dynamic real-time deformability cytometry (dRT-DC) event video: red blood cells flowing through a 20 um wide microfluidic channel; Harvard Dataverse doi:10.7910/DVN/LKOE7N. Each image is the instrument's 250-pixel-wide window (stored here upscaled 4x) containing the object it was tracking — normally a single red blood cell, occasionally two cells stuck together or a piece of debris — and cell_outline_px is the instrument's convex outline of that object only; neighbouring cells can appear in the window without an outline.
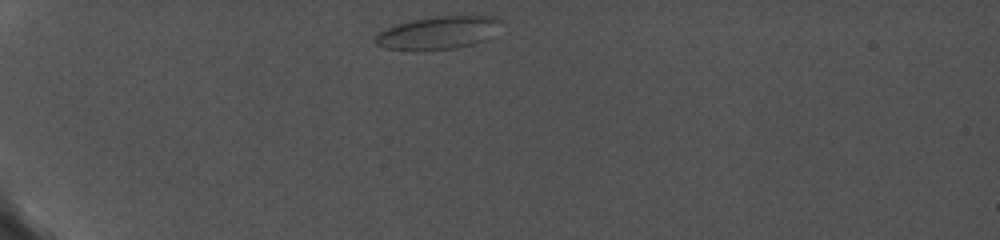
{"species": "common noctule bat (a hibernating species)", "species_latin": "Nyctalus noctula", "temperature_condition": "cold", "stored_images_in_passage": 4, "camera_frame_rate_fps": 5000, "um_per_image_px": 0.085, "animal": {"sex": "female", "body_mass_g": 19.0, "forearm_length_mm": 56.7}, "frame": {"image": 1, "passage_image": 1, "time_ms": 0.0, "image_size_px": [1000, 240], "cell_outline_px": [[500, 40], [460, 48], [428, 52], [408, 52], [384, 48], [376, 44], [372, 40], [380, 32], [396, 24], [412, 20], [448, 16], [488, 16], [500, 20]], "centroid_in_image_um": [37.37, 2.87], "position_along_channel_um": 47.6, "area_um2": 25.61}}
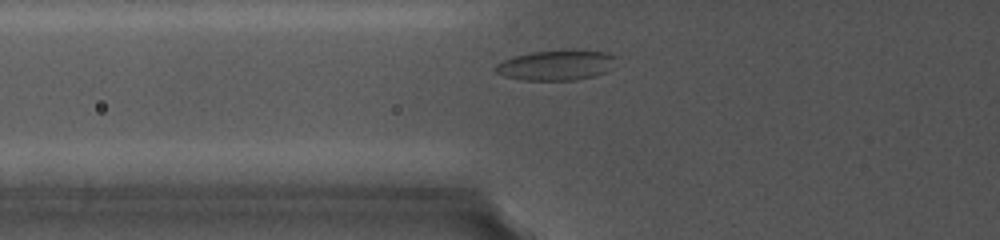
{"frame": {"image": 2, "passage_image": 3, "time_ms": 2.4, "image_size_px": [1000, 240], "cell_outline_px": [[616, 56], [612, 68], [604, 72], [592, 76], [572, 80], [524, 80], [504, 76], [496, 72], [496, 64], [504, 60], [516, 56], [532, 52], [608, 52]], "centroid_in_image_um": [47.26, 5.57], "position_along_channel_um": 78.5, "area_um2": 20.29}}
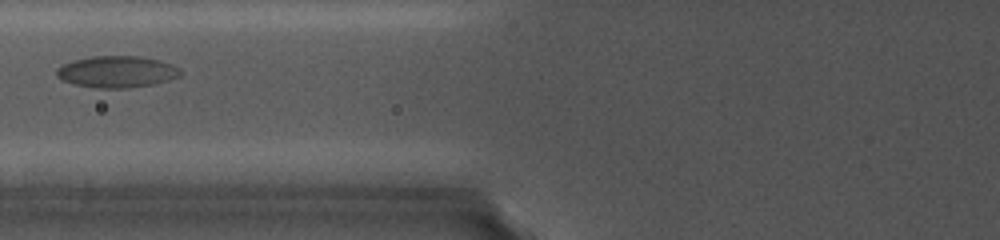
{"frame": {"image": 3, "passage_image": 4, "time_ms": 3.6, "image_size_px": [1000, 240], "cell_outline_px": [[180, 76], [168, 80], [148, 84], [120, 88], [100, 88], [76, 84], [64, 80], [56, 76], [56, 68], [72, 60], [92, 56], [140, 56], [160, 60], [172, 64], [180, 68]], "centroid_in_image_um": [9.92, 6.07], "position_along_channel_um": 115.9, "area_um2": 22.48}}